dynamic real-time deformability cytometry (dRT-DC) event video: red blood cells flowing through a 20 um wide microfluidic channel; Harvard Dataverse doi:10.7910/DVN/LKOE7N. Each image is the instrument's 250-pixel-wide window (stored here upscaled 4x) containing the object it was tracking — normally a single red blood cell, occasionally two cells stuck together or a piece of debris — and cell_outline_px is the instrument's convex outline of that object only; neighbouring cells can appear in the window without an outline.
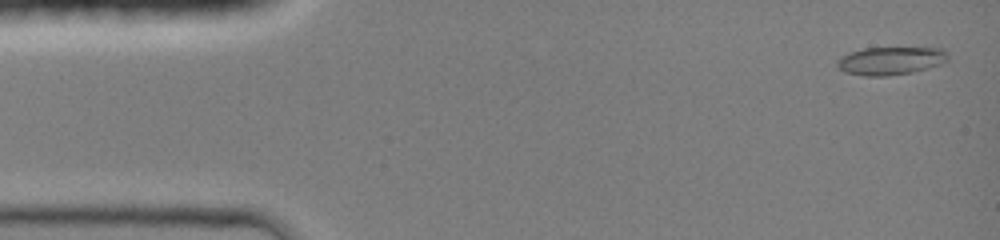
{"species": "common noctule bat (a hibernating species)", "species_latin": "Nyctalus noctula", "temperature_condition": "room temperature", "stored_images_in_passage": 29, "camera_frame_rate_fps": 3000, "um_per_image_px": 0.085, "animal": {"sex": "female", "body_mass_g": 19.0, "forearm_length_mm": 51.5}, "frame": {"image": 1, "passage_image": 2, "time_ms": 0.333, "image_size_px": [1000, 240], "cell_outline_px": [[948, 60], [940, 64], [928, 68], [912, 72], [888, 76], [864, 76], [844, 72], [836, 64], [836, 60], [840, 56], [848, 52], [864, 48], [944, 48], [948, 52]], "centroid_in_image_um": [75.69, 5.16], "position_along_channel_um": 9.3, "area_um2": 18.26}}
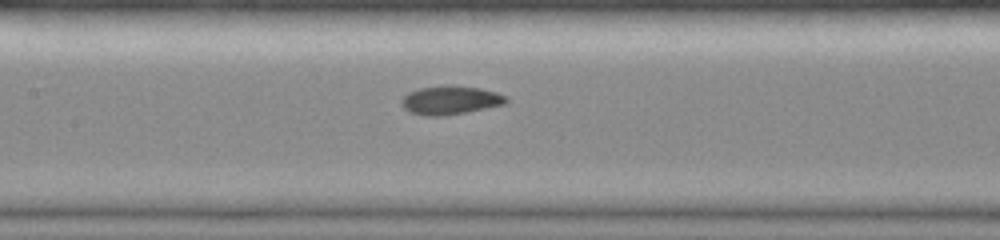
{"frame": {"image": 2, "passage_image": 18, "time_ms": 6.667, "image_size_px": [1000, 240], "cell_outline_px": [[508, 100], [504, 104], [444, 116], [428, 116], [408, 112], [400, 104], [400, 100], [408, 92], [420, 88], [444, 84], [480, 88], [496, 92], [504, 96]], "centroid_in_image_um": [38.21, 8.5], "position_along_channel_um": 169.2, "area_um2": 17.46}}
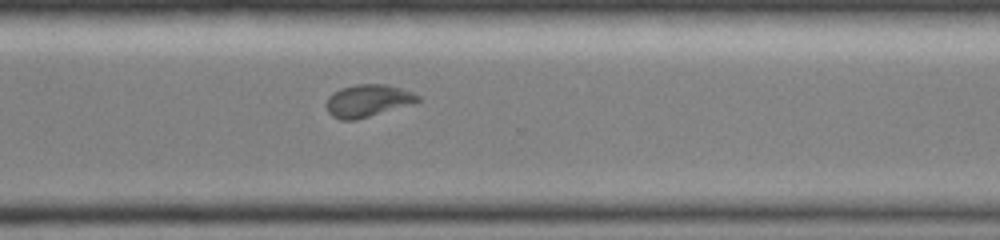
{"frame": {"image": 3, "passage_image": 29, "time_ms": 10.667, "image_size_px": [1000, 240], "cell_outline_px": [[420, 100], [412, 104], [356, 120], [340, 120], [332, 116], [328, 112], [324, 104], [328, 96], [332, 92], [340, 88], [356, 84], [384, 84], [400, 88], [412, 92], [420, 96]], "centroid_in_image_um": [31.21, 8.56], "position_along_channel_um": 339.4, "area_um2": 17.4}}